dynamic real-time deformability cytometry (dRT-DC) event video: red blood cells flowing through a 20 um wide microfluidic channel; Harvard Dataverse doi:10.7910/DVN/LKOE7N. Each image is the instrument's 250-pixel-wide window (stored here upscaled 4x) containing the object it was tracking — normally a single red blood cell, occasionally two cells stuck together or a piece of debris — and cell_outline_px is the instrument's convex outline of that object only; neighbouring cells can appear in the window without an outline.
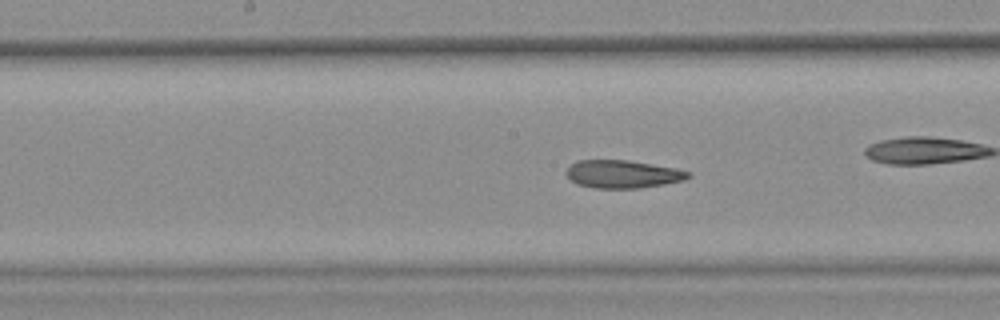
{"species": "common noctule bat (a hibernating species)", "species_latin": "Nyctalus noctula", "temperature_condition": "warm", "stored_images_in_passage": 47, "camera_frame_rate_fps": 3000, "um_per_image_px": 0.085, "animal": {"sex": "female", "body_mass_g": 25.1}, "frame": {"image": 1, "passage_image": 27, "time_ms": 8.667, "image_size_px": [1000, 320], "cell_outline_px": [[692, 176], [684, 180], [664, 184], [640, 188], [592, 188], [576, 184], [564, 172], [576, 160], [628, 160], [676, 168], [692, 172]], "centroid_in_image_um": [52.95, 14.8], "position_along_channel_um": 195.3, "area_um2": 19.94}, "authors_computed_cell_mechanics": {"area_um2": 20.808, "velocity_mm_per_s": 3.7058, "shape_relaxation_time_tau1_ms": null, "shape_relaxation_time_tau2_ms": 3.4715, "deformation_change_tau1": null, "deformation_change_tau2": 0.12}}